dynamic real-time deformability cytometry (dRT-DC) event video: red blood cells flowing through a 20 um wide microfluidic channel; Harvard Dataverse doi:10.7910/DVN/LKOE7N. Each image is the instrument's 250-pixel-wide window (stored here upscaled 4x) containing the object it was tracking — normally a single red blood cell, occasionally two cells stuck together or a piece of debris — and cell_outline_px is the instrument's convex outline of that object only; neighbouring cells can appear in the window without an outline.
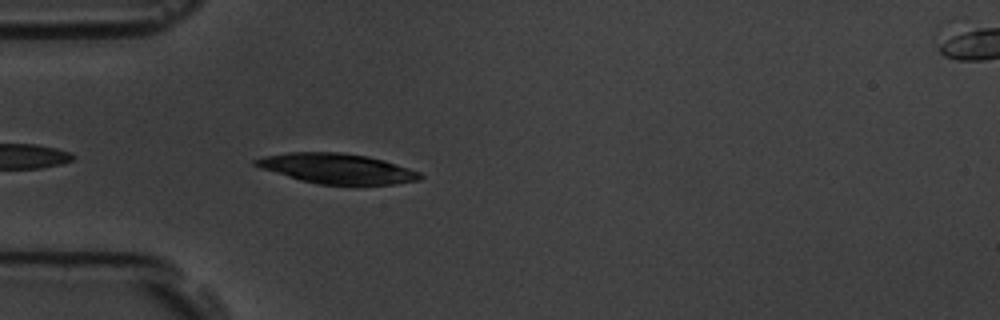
{"species": "common noctule bat (a hibernating species)", "species_latin": "Nyctalus noctula", "temperature_condition": "room temperature", "stored_images_in_passage": 42, "camera_frame_rate_fps": 3000, "um_per_image_px": 0.085, "animal": {"sex": "male", "body_mass_g": 19.5, "forearm_length_mm": 54.6}, "frame": {"image": 1, "passage_image": 3, "time_ms": 0.667, "image_size_px": [1000, 320], "cell_outline_px": [[424, 176], [420, 180], [396, 184], [356, 188], [316, 184], [300, 180], [260, 168], [252, 164], [252, 160], [264, 156], [288, 152], [344, 152], [368, 156], [384, 160], [420, 172]], "centroid_in_image_um": [28.69, 14.37], "position_along_channel_um": 56.3, "area_um2": 30.06}}
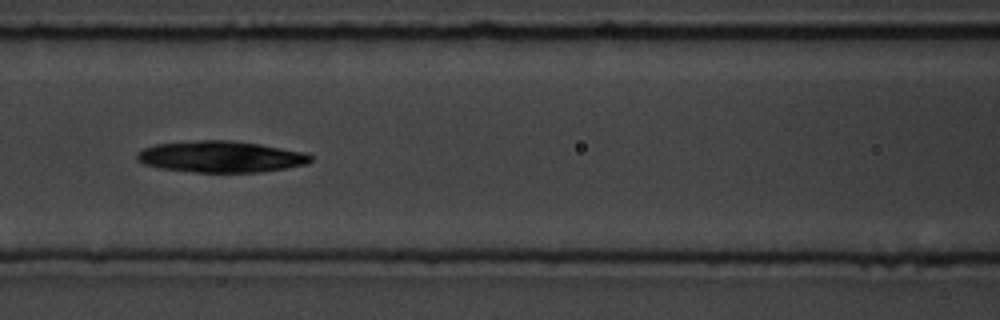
{"frame": {"image": 2, "passage_image": 11, "time_ms": 3.333, "image_size_px": [1000, 320], "cell_outline_px": [[312, 160], [304, 164], [284, 168], [256, 172], [196, 172], [160, 168], [144, 164], [136, 160], [136, 156], [144, 148], [156, 144], [200, 140], [232, 140], [260, 144], [304, 152], [312, 156]], "centroid_in_image_um": [18.75, 13.31], "position_along_channel_um": 147.9, "area_um2": 31.44}}
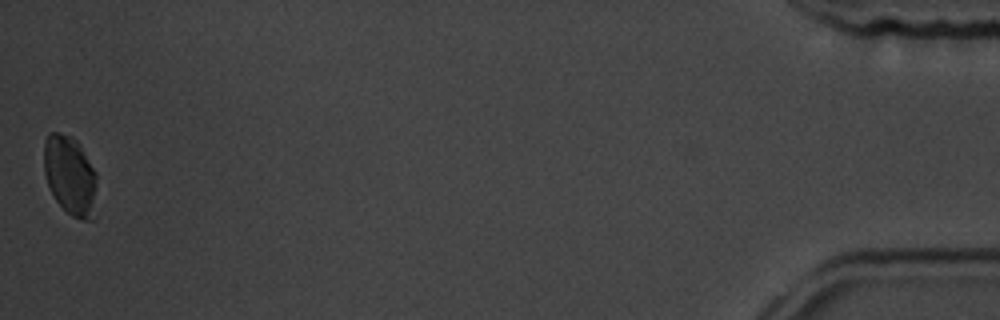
{"frame": {"image": 3, "passage_image": 42, "time_ms": 13.667, "image_size_px": [1000, 320], "cell_outline_px": [[96, 220], [80, 220], [72, 216], [56, 200], [48, 184], [44, 172], [44, 140], [48, 132], [56, 132], [72, 136], [80, 144], [96, 172]], "centroid_in_image_um": [5.99, 14.93], "position_along_channel_um": 429.2, "area_um2": 24.91}}